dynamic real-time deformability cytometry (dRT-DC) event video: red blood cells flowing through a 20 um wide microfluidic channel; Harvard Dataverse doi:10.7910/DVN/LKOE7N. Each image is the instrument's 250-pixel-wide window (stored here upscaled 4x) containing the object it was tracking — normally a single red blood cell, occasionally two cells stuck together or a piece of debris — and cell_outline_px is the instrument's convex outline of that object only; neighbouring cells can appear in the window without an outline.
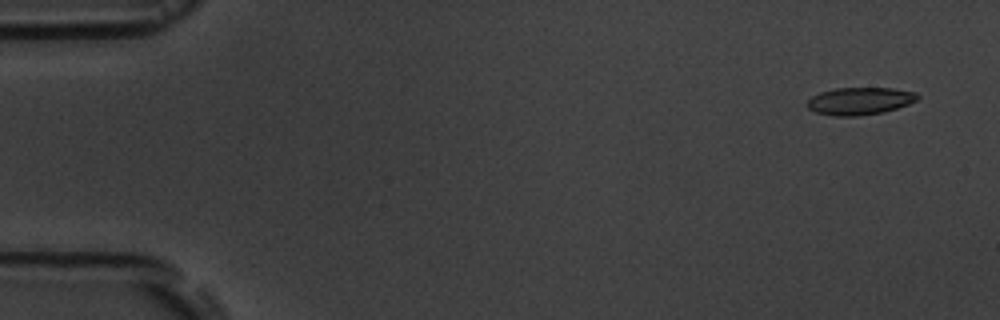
{"species": "common noctule bat (a hibernating species)", "species_latin": "Nyctalus noctula", "temperature_condition": "room temperature", "stored_images_in_passage": 5, "camera_frame_rate_fps": 3000, "um_per_image_px": 0.085, "animal": {"sex": "male", "body_mass_g": 19.5, "forearm_length_mm": 54.6}, "frame": {"image": 1, "passage_image": 1, "time_ms": 0.0, "image_size_px": [1000, 320], "cell_outline_px": [[920, 96], [916, 100], [908, 104], [884, 112], [856, 116], [836, 116], [816, 112], [808, 108], [804, 104], [812, 96], [820, 92], [836, 88], [892, 88], [916, 92]], "centroid_in_image_um": [73.06, 8.58], "position_along_channel_um": 11.9, "area_um2": 17.63}}
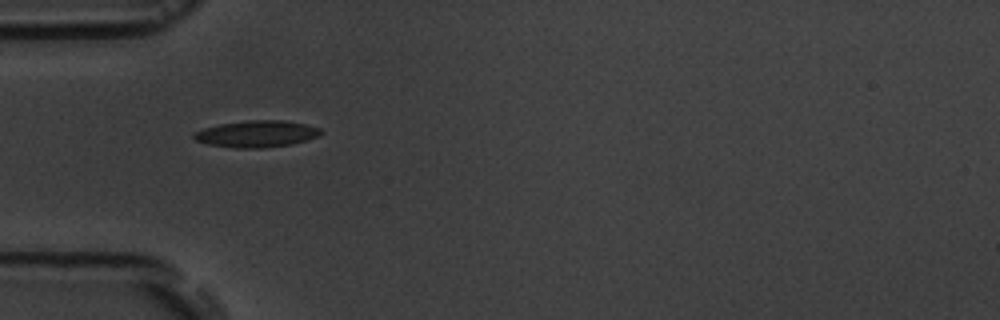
{"frame": {"image": 2, "passage_image": 5, "time_ms": 4.667, "image_size_px": [1000, 320], "cell_outline_px": [[324, 132], [320, 136], [308, 140], [292, 144], [264, 148], [236, 148], [208, 144], [196, 140], [192, 136], [196, 132], [204, 128], [220, 124], [248, 120], [280, 120], [304, 124], [320, 128]], "centroid_in_image_um": [21.86, 11.38], "position_along_channel_um": 63.1, "area_um2": 19.71}}